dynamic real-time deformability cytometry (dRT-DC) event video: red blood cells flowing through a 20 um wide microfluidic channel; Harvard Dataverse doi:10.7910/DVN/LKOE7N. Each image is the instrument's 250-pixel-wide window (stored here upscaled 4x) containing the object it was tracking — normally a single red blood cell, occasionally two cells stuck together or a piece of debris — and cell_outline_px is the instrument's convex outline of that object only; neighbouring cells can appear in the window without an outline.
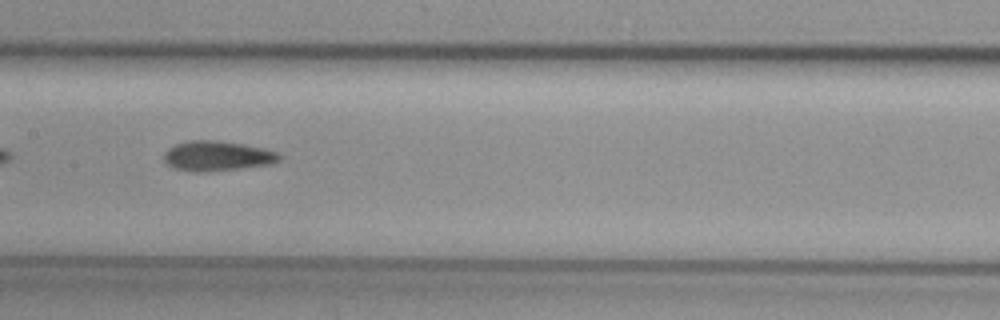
{"species": "common noctule bat (a hibernating species)", "species_latin": "Nyctalus noctula", "temperature_condition": "cold", "stored_images_in_passage": 40, "camera_frame_rate_fps": 3000, "um_per_image_px": 0.085, "animal": {"sex": "female", "body_mass_g": 29.2, "forearm_length_mm": 56.3}, "frame": {"image": 1, "passage_image": 13, "time_ms": 4.0, "image_size_px": [1000, 320], "cell_outline_px": [[280, 160], [268, 164], [240, 168], [204, 172], [192, 172], [172, 168], [164, 164], [164, 152], [168, 148], [176, 144], [192, 140], [216, 140], [244, 144], [264, 148], [276, 152], [280, 156]], "centroid_in_image_um": [18.39, 13.26], "position_along_channel_um": 189.0, "area_um2": 20.17}}
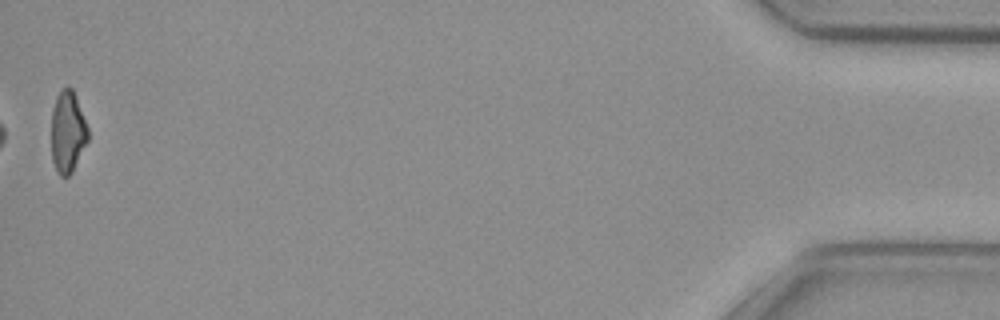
{"frame": {"image": 2, "passage_image": 40, "time_ms": 13.0, "image_size_px": [1000, 320], "cell_outline_px": [[88, 140], [72, 172], [68, 176], [60, 176], [56, 172], [52, 160], [52, 108], [56, 96], [68, 84], [72, 88], [76, 96], [88, 128]], "centroid_in_image_um": [5.75, 11.21], "position_along_channel_um": 429.5, "area_um2": 17.46}, "authors_computed_cell_mechanics": {"area_um2": 19.363, "velocity_mm_per_s": 3.7224, "shape_relaxation_time_tau1_ms": null, "shape_relaxation_time_tau2_ms": 4.2519, "deformation_change_tau1": null, "deformation_change_tau2": 0.1161}}